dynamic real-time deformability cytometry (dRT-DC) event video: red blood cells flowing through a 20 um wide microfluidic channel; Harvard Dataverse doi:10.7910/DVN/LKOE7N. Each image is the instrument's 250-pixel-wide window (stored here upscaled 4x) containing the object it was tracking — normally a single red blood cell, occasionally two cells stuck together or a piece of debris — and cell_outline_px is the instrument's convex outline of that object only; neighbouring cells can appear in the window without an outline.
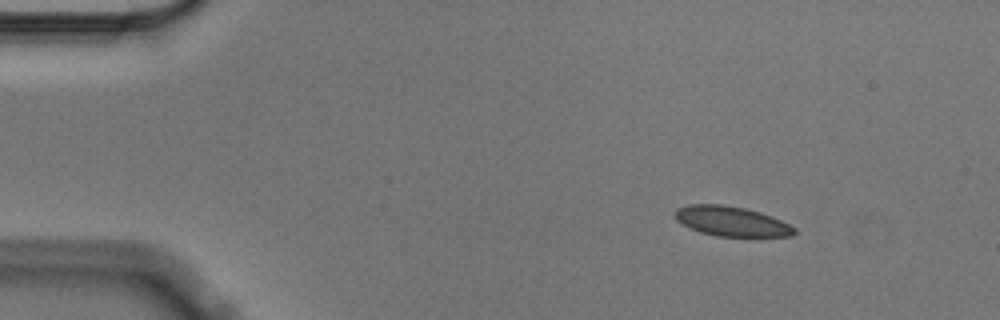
{"species": "Egyptian fruit bat (a non-hibernating species)", "species_latin": "Rousettus aegyptiacus", "temperature_condition": "cold", "stored_images_in_passage": 4, "camera_frame_rate_fps": 3000, "um_per_image_px": 0.085, "animal": {"sex": "male"}, "frame": {"image": 1, "passage_image": 1, "time_ms": 0.0, "image_size_px": [1000, 320], "cell_outline_px": [[796, 232], [792, 236], [716, 236], [700, 232], [676, 220], [676, 208], [688, 204], [720, 204], [744, 208], [760, 212], [772, 216], [796, 228]], "centroid_in_image_um": [62.18, 18.8], "position_along_channel_um": 22.8, "area_um2": 20.52}}
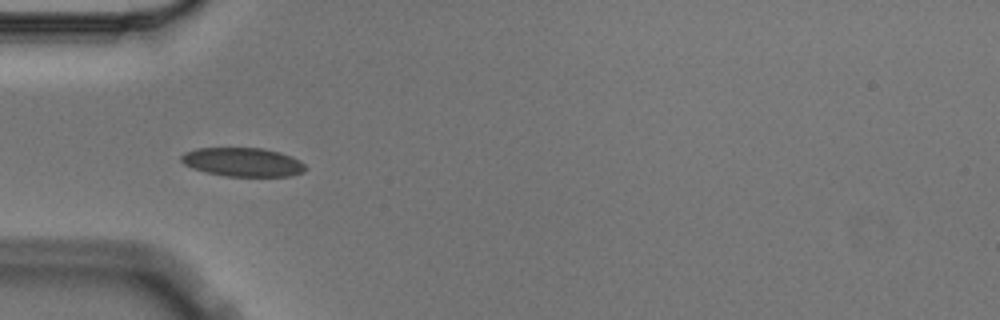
{"frame": {"image": 2, "passage_image": 3, "time_ms": 0.667, "image_size_px": [1000, 320], "cell_outline_px": [[308, 168], [304, 172], [288, 176], [224, 176], [192, 168], [184, 164], [180, 160], [180, 156], [184, 152], [196, 148], [264, 148], [280, 152], [292, 156], [300, 160]], "centroid_in_image_um": [20.65, 13.77], "position_along_channel_um": 64.4, "area_um2": 20.98}}
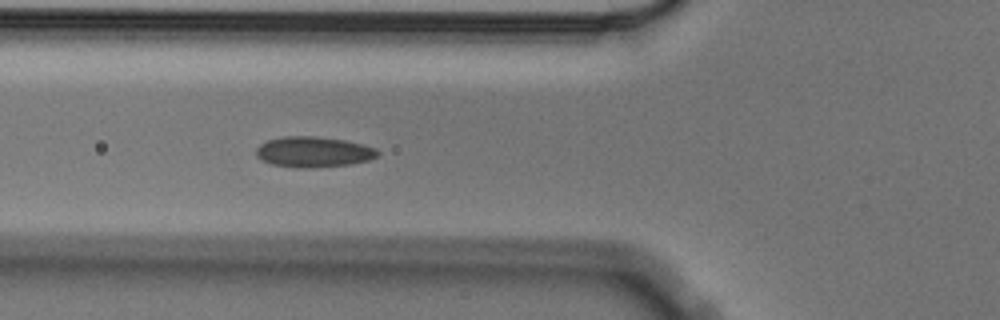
{"frame": {"image": 3, "passage_image": 4, "time_ms": 1.0, "image_size_px": [1000, 320], "cell_outline_px": [[380, 152], [376, 156], [368, 160], [352, 164], [308, 168], [296, 168], [272, 164], [260, 160], [256, 156], [256, 148], [260, 144], [268, 140], [284, 136], [316, 136], [344, 140], [376, 148]], "centroid_in_image_um": [26.61, 12.92], "position_along_channel_um": 99.2, "area_um2": 21.68}}